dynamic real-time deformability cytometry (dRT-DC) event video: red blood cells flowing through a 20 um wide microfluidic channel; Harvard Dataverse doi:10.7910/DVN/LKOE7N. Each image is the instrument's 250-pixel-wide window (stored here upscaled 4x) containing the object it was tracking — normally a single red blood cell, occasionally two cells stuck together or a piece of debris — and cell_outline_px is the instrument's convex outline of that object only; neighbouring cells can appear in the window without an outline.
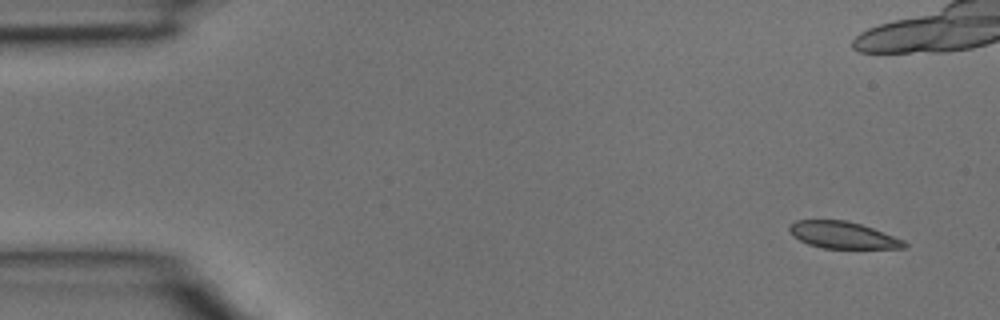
{"species": "common noctule bat (a hibernating species)", "species_latin": "Nyctalus noctula", "temperature_condition": "room temperature", "stored_images_in_passage": 39, "camera_frame_rate_fps": 3000, "um_per_image_px": 0.085, "animal": {"sex": "male", "body_mass_g": 15.6}, "frame": {"image": 1, "passage_image": 1, "time_ms": 0.0, "image_size_px": [1000, 320], "cell_outline_px": [[908, 244], [904, 248], [824, 248], [808, 244], [792, 236], [788, 232], [788, 228], [796, 220], [844, 220], [860, 224], [872, 228], [904, 240]], "centroid_in_image_um": [71.61, 19.98], "position_along_channel_um": 13.4, "area_um2": 17.8}}